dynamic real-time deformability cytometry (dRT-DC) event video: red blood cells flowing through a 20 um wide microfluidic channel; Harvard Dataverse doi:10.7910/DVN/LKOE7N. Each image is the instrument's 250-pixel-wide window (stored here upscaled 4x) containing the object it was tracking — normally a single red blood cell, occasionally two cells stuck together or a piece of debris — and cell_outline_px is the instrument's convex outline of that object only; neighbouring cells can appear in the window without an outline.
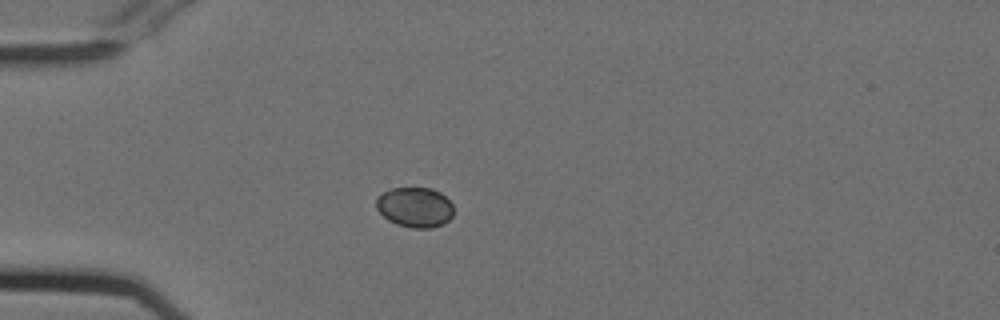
{"species": "Egyptian fruit bat (a non-hibernating species)", "species_latin": "Rousettus aegyptiacus", "temperature_condition": "cold", "stored_images_in_passage": 55, "camera_frame_rate_fps": 3000, "um_per_image_px": 0.085, "animal": {"sex": "female"}, "frame": {"image": 1, "passage_image": 16, "time_ms": 5.0, "image_size_px": [1000, 320], "cell_outline_px": [[452, 216], [444, 224], [432, 228], [412, 228], [396, 224], [388, 220], [376, 208], [376, 196], [392, 188], [432, 188], [440, 192], [452, 204]], "centroid_in_image_um": [35.25, 17.62], "position_along_channel_um": 49.7, "area_um2": 18.09}}
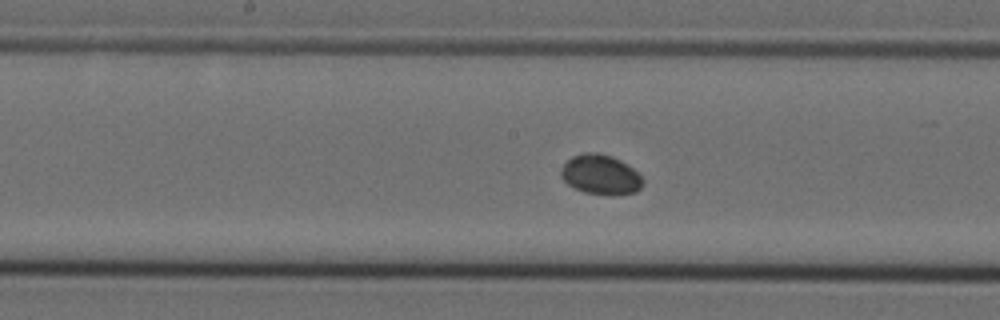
{"frame": {"image": 2, "passage_image": 29, "time_ms": 9.333, "image_size_px": [1000, 320], "cell_outline_px": [[644, 184], [636, 192], [612, 196], [584, 192], [568, 184], [560, 176], [560, 168], [572, 156], [584, 152], [600, 152], [612, 156], [628, 164], [644, 180]], "centroid_in_image_um": [51.06, 14.84], "position_along_channel_um": 197.1, "area_um2": 19.19}}
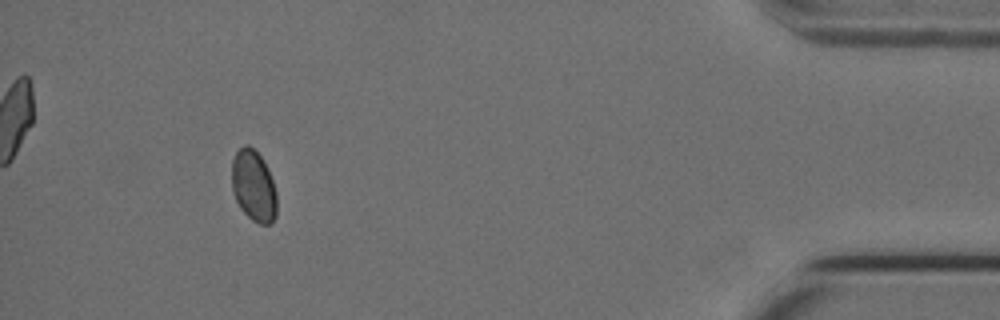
{"frame": {"image": 3, "passage_image": 51, "time_ms": 16.667, "image_size_px": [1000, 320], "cell_outline_px": [[276, 216], [272, 224], [260, 224], [252, 220], [240, 208], [236, 200], [232, 188], [232, 160], [236, 152], [244, 144], [248, 144], [264, 160], [268, 168], [276, 192]], "centroid_in_image_um": [21.56, 15.81], "position_along_channel_um": 413.6, "area_um2": 18.73}, "authors_computed_cell_mechanics": {"area_um2": 18.7272, "velocity_mm_per_s": 3.7525, "shape_relaxation_time_tau1_ms": null, "shape_relaxation_time_tau2_ms": 8.18, "deformation_change_tau1": null, "deformation_change_tau2": 0.0493}}